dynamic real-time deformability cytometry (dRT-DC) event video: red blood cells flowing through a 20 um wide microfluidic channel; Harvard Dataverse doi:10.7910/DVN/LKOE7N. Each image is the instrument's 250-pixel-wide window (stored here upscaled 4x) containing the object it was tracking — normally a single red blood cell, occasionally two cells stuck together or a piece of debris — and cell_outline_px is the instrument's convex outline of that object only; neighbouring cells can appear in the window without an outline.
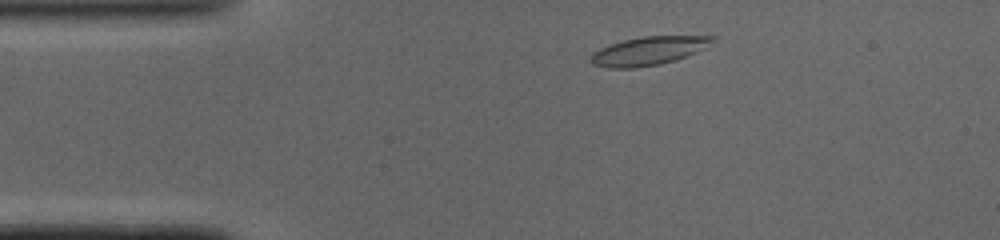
{"species": "common noctule bat (a hibernating species)", "species_latin": "Nyctalus noctula", "temperature_condition": "cold", "stored_images_in_passage": 44, "camera_frame_rate_fps": 3000, "um_per_image_px": 0.085, "animal": {"sex": "male", "body_mass_g": 19.0, "forearm_length_mm": 50.8}, "frame": {"image": 1, "passage_image": 4, "time_ms": 1.0, "image_size_px": [1000, 240], "cell_outline_px": [[716, 40], [704, 48], [696, 52], [676, 60], [660, 64], [636, 68], [608, 68], [592, 64], [588, 60], [600, 48], [624, 40], [644, 36], [716, 36]], "centroid_in_image_um": [55.15, 4.33], "position_along_channel_um": 29.9, "area_um2": 20.06}}
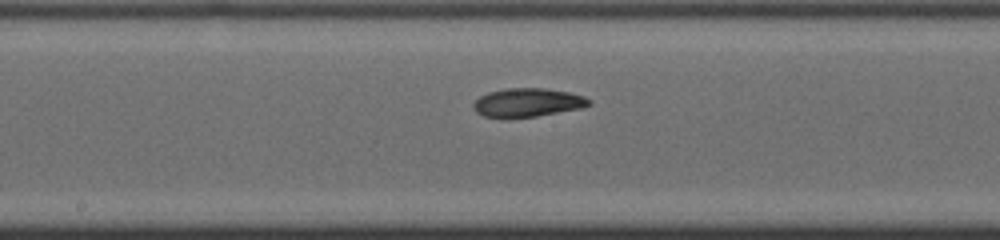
{"frame": {"image": 2, "passage_image": 20, "time_ms": 6.333, "image_size_px": [1000, 240], "cell_outline_px": [[592, 104], [580, 108], [536, 116], [484, 116], [476, 112], [472, 104], [480, 96], [488, 92], [504, 88], [544, 88], [568, 92], [584, 96], [592, 100]], "centroid_in_image_um": [44.87, 8.69], "position_along_channel_um": 203.3, "area_um2": 18.9}}
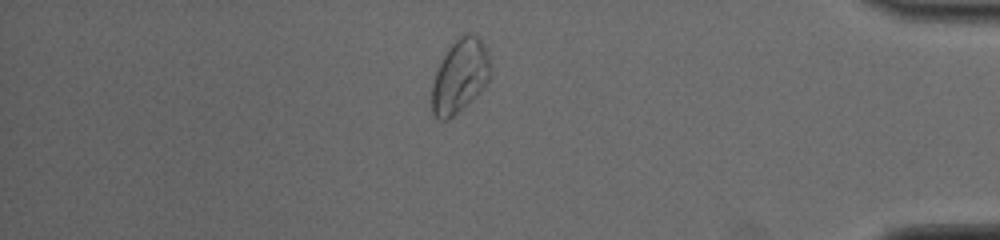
{"frame": {"image": 3, "passage_image": 37, "time_ms": 12.0, "image_size_px": [1000, 240], "cell_outline_px": [[492, 72], [488, 80], [480, 92], [476, 96], [448, 120], [440, 120], [432, 112], [432, 84], [436, 72], [448, 48], [460, 36], [468, 32], [476, 36], [480, 40], [488, 52], [492, 68]], "centroid_in_image_um": [39.11, 6.47], "position_along_channel_um": 396.1, "area_um2": 24.85}, "authors_computed_cell_mechanics": {"area_um2": 19.9988, "velocity_mm_per_s": 4.0594, "shape_relaxation_time_tau1_ms": 6.4587, "shape_relaxation_time_tau2_ms": 3.5904, "deformation_change_tau1": 0.1881, "deformation_change_tau2": 0.0897}}